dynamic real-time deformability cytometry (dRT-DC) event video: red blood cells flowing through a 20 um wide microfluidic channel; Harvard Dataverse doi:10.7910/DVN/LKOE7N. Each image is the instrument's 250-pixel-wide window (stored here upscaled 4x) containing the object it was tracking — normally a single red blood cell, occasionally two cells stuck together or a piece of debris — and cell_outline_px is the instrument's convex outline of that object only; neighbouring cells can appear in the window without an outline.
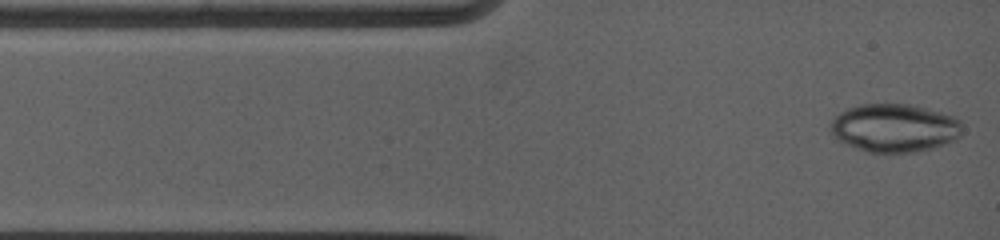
{"species": "common noctule bat (a hibernating species)", "species_latin": "Nyctalus noctula", "temperature_condition": "warm", "stored_images_in_passage": 30, "camera_frame_rate_fps": 5000, "um_per_image_px": 0.085, "animal": {"sex": "female", "body_mass_g": 19.0, "forearm_length_mm": 53.3}, "frame": {"image": 1, "passage_image": 1, "time_ms": 0.0, "image_size_px": [1000, 240], "cell_outline_px": [[960, 136], [956, 140], [948, 144], [916, 152], [868, 152], [856, 148], [832, 136], [832, 124], [836, 116], [840, 112], [848, 108], [860, 104], [912, 104], [948, 116], [956, 120], [960, 124]], "centroid_in_image_um": [76.01, 10.89], "position_along_channel_um": 9.0, "area_um2": 36.41}}
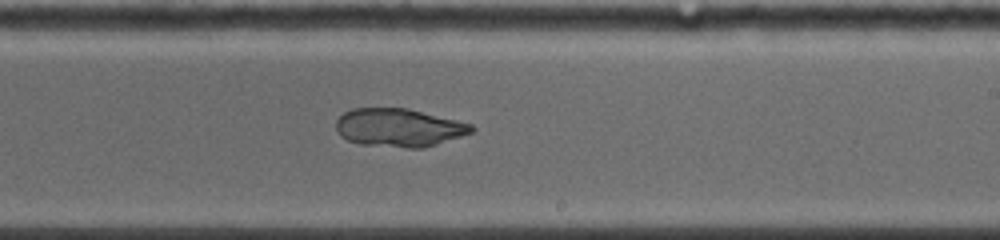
{"frame": {"image": 2, "passage_image": 21, "time_ms": 7.4, "image_size_px": [1000, 240], "cell_outline_px": [[476, 128], [472, 132], [424, 148], [408, 148], [360, 144], [348, 140], [340, 136], [336, 128], [336, 120], [344, 112], [352, 108], [408, 108], [472, 124]], "centroid_in_image_um": [33.89, 10.84], "position_along_channel_um": 255.1, "area_um2": 30.11}}
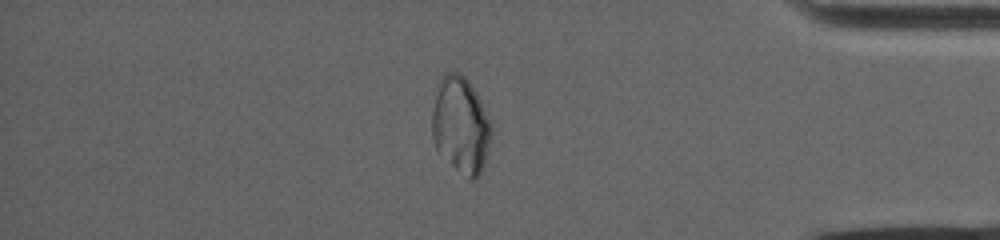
{"frame": {"image": 3, "passage_image": 30, "time_ms": 11.8, "image_size_px": [1000, 240], "cell_outline_px": [[492, 132], [484, 164], [476, 180], [468, 180], [436, 148], [432, 140], [432, 112], [436, 84], [444, 72], [460, 72], [468, 80], [480, 100], [492, 128]], "centroid_in_image_um": [39.13, 10.6], "position_along_channel_um": 396.1, "area_um2": 33.23}}